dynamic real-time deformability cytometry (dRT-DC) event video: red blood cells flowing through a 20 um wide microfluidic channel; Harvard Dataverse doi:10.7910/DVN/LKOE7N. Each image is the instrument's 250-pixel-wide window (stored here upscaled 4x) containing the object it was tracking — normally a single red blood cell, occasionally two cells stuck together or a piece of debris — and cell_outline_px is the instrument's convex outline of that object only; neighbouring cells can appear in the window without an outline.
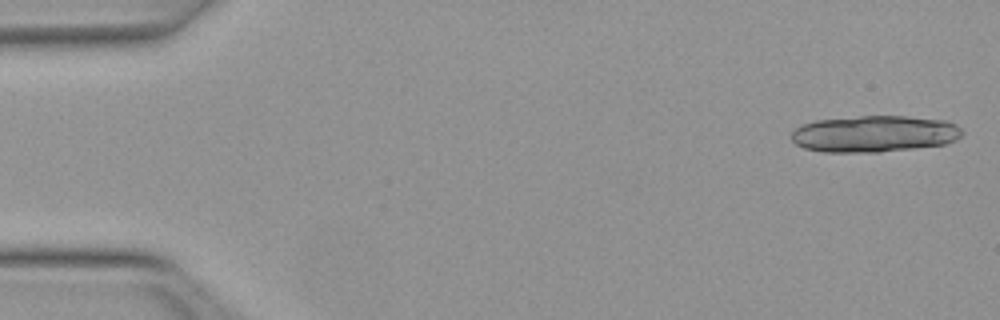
{"species": "Egyptian fruit bat (a non-hibernating species)", "species_latin": "Rousettus aegyptiacus", "temperature_condition": "warm", "stored_images_in_passage": 21, "camera_frame_rate_fps": 3000, "um_per_image_px": 0.085, "animal": {"sex": "female"}, "frame": {"image": 1, "passage_image": 1, "time_ms": 0.0, "image_size_px": [1000, 320], "cell_outline_px": [[964, 132], [956, 140], [944, 144], [916, 148], [880, 152], [824, 152], [804, 148], [796, 144], [792, 140], [792, 132], [796, 128], [804, 124], [816, 120], [860, 116], [904, 116], [948, 120], [956, 124]], "centroid_in_image_um": [74.35, 11.37], "position_along_channel_um": 10.6, "area_um2": 36.47}}
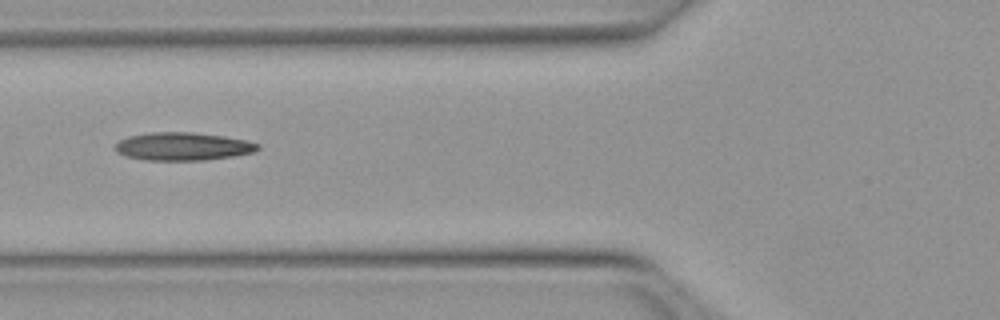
{"frame": {"image": 2, "passage_image": 19, "time_ms": 6.0, "image_size_px": [1000, 320], "cell_outline_px": [[260, 148], [256, 152], [232, 156], [204, 160], [144, 160], [128, 156], [116, 152], [112, 148], [120, 140], [128, 136], [152, 132], [192, 132], [224, 136], [248, 140], [260, 144]], "centroid_in_image_um": [15.56, 12.44], "position_along_channel_um": 110.2, "area_um2": 23.41}}